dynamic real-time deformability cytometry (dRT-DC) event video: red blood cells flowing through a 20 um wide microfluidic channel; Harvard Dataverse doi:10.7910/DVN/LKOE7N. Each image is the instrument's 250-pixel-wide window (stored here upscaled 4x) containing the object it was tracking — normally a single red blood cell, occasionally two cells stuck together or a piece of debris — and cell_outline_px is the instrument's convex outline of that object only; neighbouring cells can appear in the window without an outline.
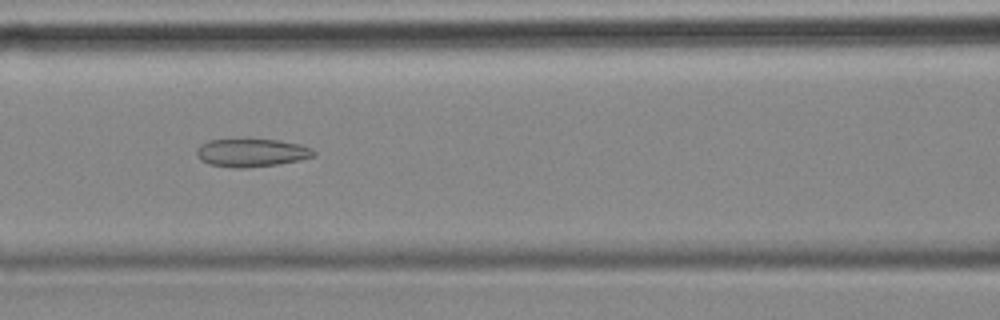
{"species": "common noctule bat (a hibernating species)", "species_latin": "Nyctalus noctula", "temperature_condition": "cold", "stored_images_in_passage": 56, "camera_frame_rate_fps": 3000, "um_per_image_px": 0.085, "animal": {"sex": "female", "body_mass_g": 18.4}, "frame": {"image": 1, "passage_image": 24, "time_ms": 7.667, "image_size_px": [1000, 320], "cell_outline_px": [[316, 156], [300, 160], [276, 164], [244, 168], [236, 168], [208, 164], [200, 160], [196, 152], [196, 148], [200, 144], [208, 140], [280, 140], [300, 144], [312, 148], [316, 152]], "centroid_in_image_um": [21.39, 12.98], "position_along_channel_um": 145.2, "area_um2": 19.13}}
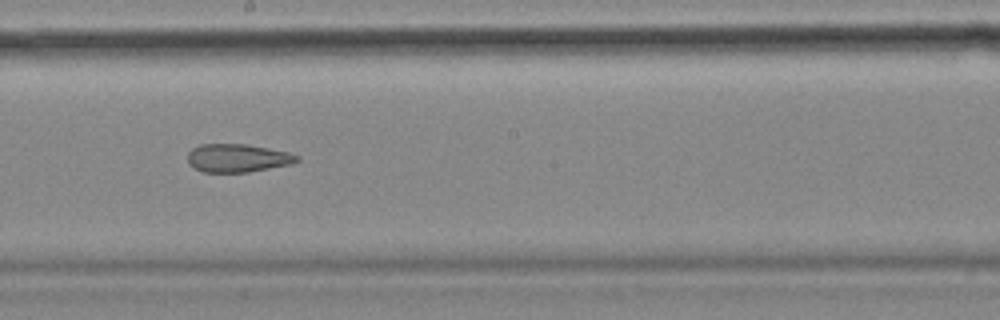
{"frame": {"image": 2, "passage_image": 31, "time_ms": 10.0, "image_size_px": [1000, 320], "cell_outline_px": [[300, 160], [292, 164], [248, 172], [204, 172], [188, 164], [188, 152], [192, 148], [200, 144], [244, 144], [268, 148], [288, 152], [300, 156]], "centroid_in_image_um": [20.2, 13.43], "position_along_channel_um": 228.0, "area_um2": 17.98}}
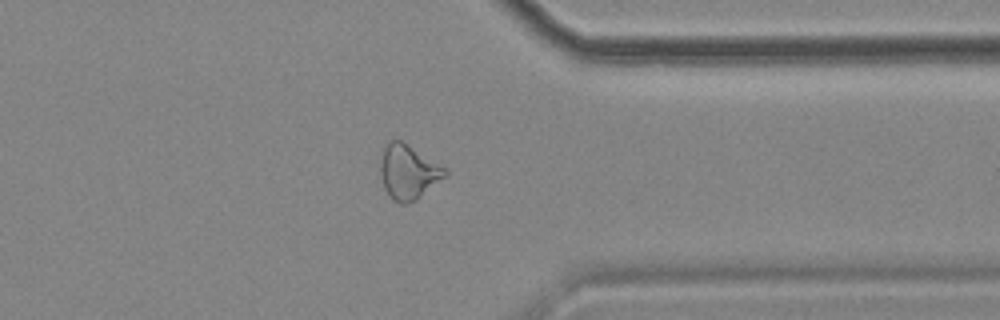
{"frame": {"image": 3, "passage_image": 44, "time_ms": 14.333, "image_size_px": [1000, 320], "cell_outline_px": [[448, 176], [416, 200], [404, 204], [400, 204], [392, 200], [384, 188], [380, 172], [380, 164], [384, 148], [388, 140], [400, 140], [448, 168]], "centroid_in_image_um": [34.74, 14.63], "position_along_channel_um": 376.7, "area_um2": 20.75}, "authors_computed_cell_mechanics": {"area_um2": 21.964, "velocity_mm_per_s": 3.5709, "shape_relaxation_time_tau1_ms": null, "shape_relaxation_time_tau2_ms": 5.2566, "deformation_change_tau1": null, "deformation_change_tau2": 0.1499}}